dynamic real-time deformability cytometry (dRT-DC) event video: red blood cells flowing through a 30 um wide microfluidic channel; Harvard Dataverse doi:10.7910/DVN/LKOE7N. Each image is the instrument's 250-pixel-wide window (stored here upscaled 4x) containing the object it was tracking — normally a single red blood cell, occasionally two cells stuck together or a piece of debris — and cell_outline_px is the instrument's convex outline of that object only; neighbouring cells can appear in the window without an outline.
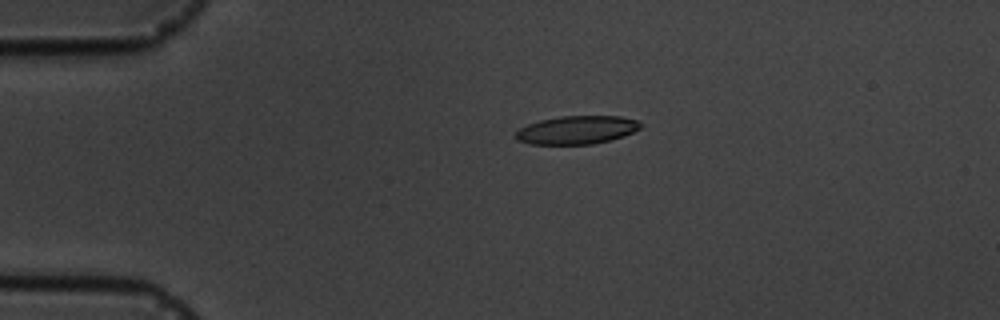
{"species": "common noctule bat (a hibernating species)", "species_latin": "Nyctalus noctula", "temperature_condition": "cold", "stored_images_in_passage": 4, "camera_frame_rate_fps": 3000, "um_per_image_px": 0.085, "animal": {"sex": "male", "body_mass_g": 19.5, "forearm_length_mm": 54.6}, "frame": {"image": 1, "passage_image": 3, "time_ms": 3.333, "image_size_px": [1000, 320], "cell_outline_px": [[644, 124], [640, 128], [624, 136], [592, 144], [528, 144], [516, 140], [516, 132], [520, 128], [528, 124], [540, 120], [560, 116], [620, 116], [636, 120]], "centroid_in_image_um": [49.02, 11.04], "position_along_channel_um": 36.0, "area_um2": 20.52}}